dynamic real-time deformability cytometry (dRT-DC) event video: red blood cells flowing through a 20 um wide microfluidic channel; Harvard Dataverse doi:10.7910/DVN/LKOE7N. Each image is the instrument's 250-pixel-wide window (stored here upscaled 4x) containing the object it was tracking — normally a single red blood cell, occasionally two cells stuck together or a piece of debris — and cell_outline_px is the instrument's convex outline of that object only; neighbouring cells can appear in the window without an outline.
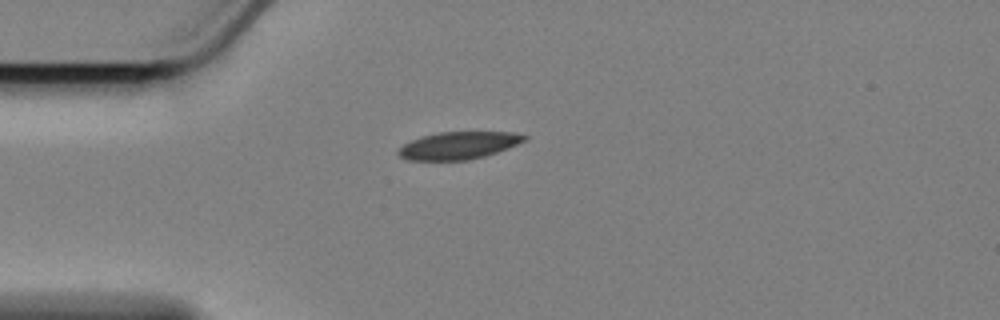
{"species": "Egyptian fruit bat (a non-hibernating species)", "species_latin": "Rousettus aegyptiacus", "temperature_condition": "cold", "stored_images_in_passage": 31, "camera_frame_rate_fps": 3000, "um_per_image_px": 0.085, "animal": {"sex": "female"}, "frame": {"image": 1, "passage_image": 1, "time_ms": 0.0, "image_size_px": [1000, 320], "cell_outline_px": [[528, 136], [524, 140], [508, 148], [484, 156], [468, 160], [408, 160], [400, 156], [396, 152], [404, 144], [420, 136], [436, 132], [512, 132]], "centroid_in_image_um": [38.94, 12.36], "position_along_channel_um": 46.1, "area_um2": 20.0}}
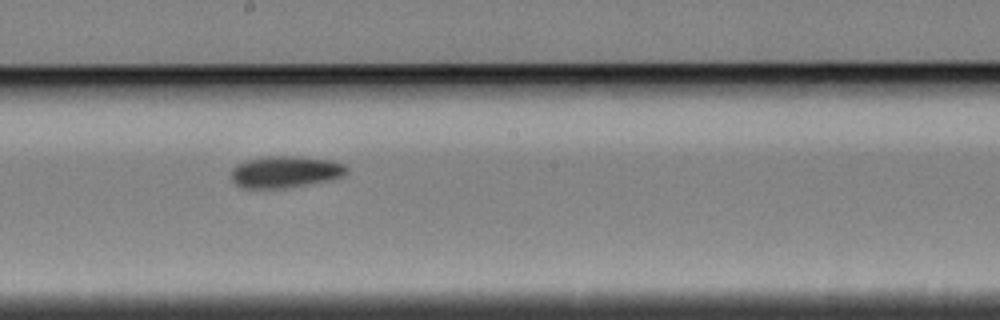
{"frame": {"image": 2, "passage_image": 18, "time_ms": 5.667, "image_size_px": [1000, 320], "cell_outline_px": [[348, 172], [344, 176], [332, 180], [284, 188], [244, 188], [236, 184], [232, 180], [232, 168], [236, 164], [248, 160], [264, 156], [304, 156], [332, 160], [344, 164], [348, 168]], "centroid_in_image_um": [24.3, 14.59], "position_along_channel_um": 223.9, "area_um2": 21.62}}
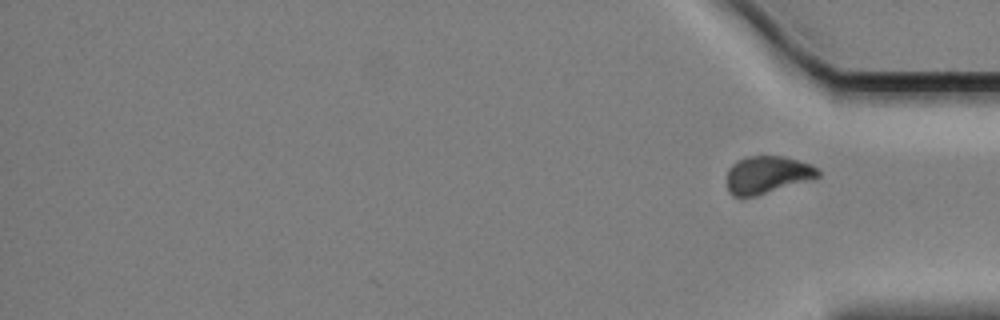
{"frame": {"image": 3, "passage_image": 31, "time_ms": 10.0, "image_size_px": [1000, 320], "cell_outline_px": [[820, 176], [812, 180], [756, 196], [732, 196], [728, 192], [728, 168], [736, 160], [744, 156], [784, 156], [812, 164], [820, 168]], "centroid_in_image_um": [65.26, 14.84], "position_along_channel_um": 369.9, "area_um2": 20.29}, "authors_computed_cell_mechanics": {"area_um2": 20.808, "velocity_mm_per_s": 3.3958, "shape_relaxation_time_tau1_ms": 4.7392, "shape_relaxation_time_tau2_ms": null, "deformation_change_tau1": 0.0834, "deformation_change_tau2": null}}